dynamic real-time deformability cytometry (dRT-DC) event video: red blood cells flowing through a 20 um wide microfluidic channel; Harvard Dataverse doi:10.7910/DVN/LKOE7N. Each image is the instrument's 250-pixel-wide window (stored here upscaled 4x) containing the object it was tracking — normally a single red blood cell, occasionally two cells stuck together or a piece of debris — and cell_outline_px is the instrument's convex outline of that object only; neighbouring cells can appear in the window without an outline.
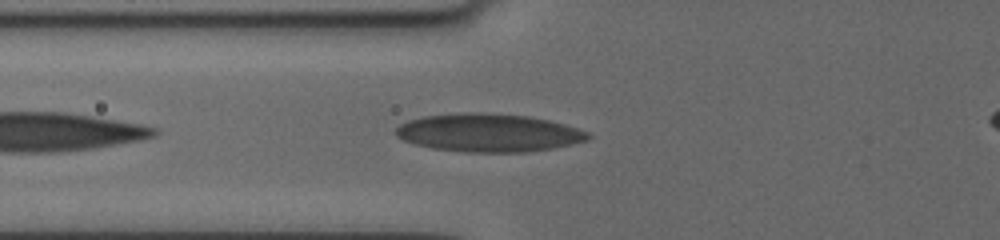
{"species": "human", "species_latin": "Homo sapiens", "temperature_condition": "cold", "stored_images_in_passage": 3, "camera_frame_rate_fps": 3000, "um_per_image_px": 0.085, "donor": {"sex": "female"}, "frame": {"image": 1, "passage_image": 3, "time_ms": 1.667, "image_size_px": [1000, 240], "cell_outline_px": [[592, 136], [588, 140], [572, 144], [552, 148], [528, 152], [464, 152], [432, 148], [416, 144], [404, 140], [396, 136], [392, 132], [400, 124], [408, 120], [424, 116], [468, 112], [480, 112], [528, 116], [548, 120], [564, 124], [588, 132]], "centroid_in_image_um": [41.51, 11.29], "position_along_channel_um": 84.3, "area_um2": 42.71}}